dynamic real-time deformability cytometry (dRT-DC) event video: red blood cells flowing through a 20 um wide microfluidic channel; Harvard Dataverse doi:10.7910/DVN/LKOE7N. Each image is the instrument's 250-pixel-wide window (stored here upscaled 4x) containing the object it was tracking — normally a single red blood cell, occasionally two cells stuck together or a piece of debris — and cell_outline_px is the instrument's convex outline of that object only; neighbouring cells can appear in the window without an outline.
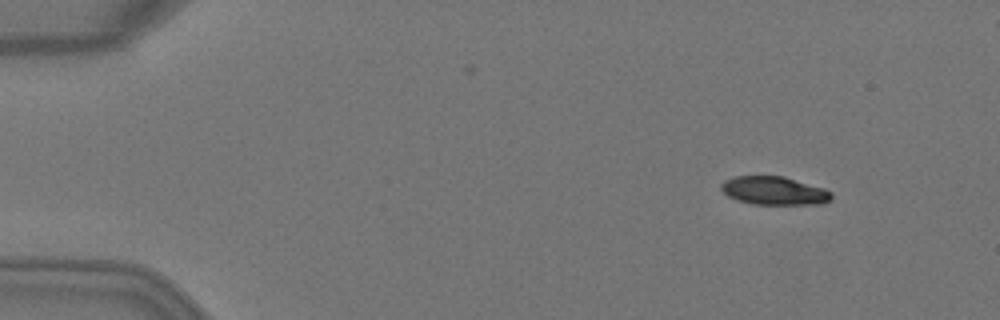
{"species": "Egyptian fruit bat (a non-hibernating species)", "species_latin": "Rousettus aegyptiacus", "temperature_condition": "warm", "stored_images_in_passage": 46, "camera_frame_rate_fps": 3000, "um_per_image_px": 0.085, "animal": {"sex": "female"}, "frame": {"image": 1, "passage_image": 1, "time_ms": 0.0, "image_size_px": [1000, 320], "cell_outline_px": [[832, 200], [824, 204], [752, 204], [736, 200], [728, 196], [720, 188], [720, 184], [724, 180], [736, 176], [784, 176], [824, 188], [832, 192]], "centroid_in_image_um": [65.82, 16.21], "position_along_channel_um": 19.2, "area_um2": 18.38}}
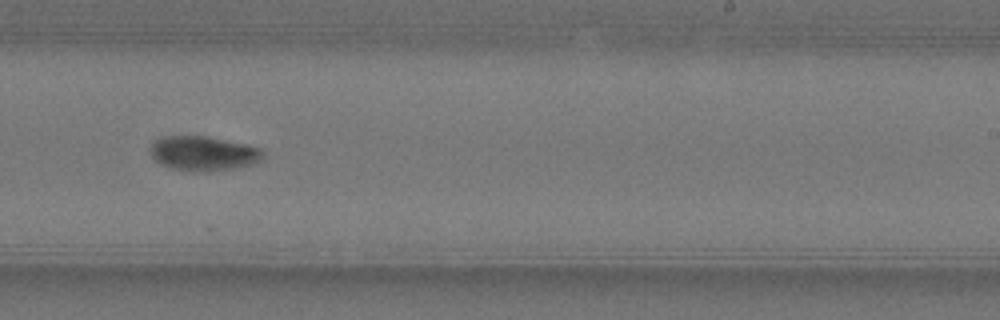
{"frame": {"image": 2, "passage_image": 27, "time_ms": 8.667, "image_size_px": [1000, 320], "cell_outline_px": [[264, 160], [252, 164], [236, 168], [192, 172], [172, 168], [160, 164], [152, 156], [148, 148], [152, 140], [160, 136], [208, 136], [248, 144], [260, 148], [264, 156]], "centroid_in_image_um": [17.26, 13.02], "position_along_channel_um": 271.7, "area_um2": 23.06}}
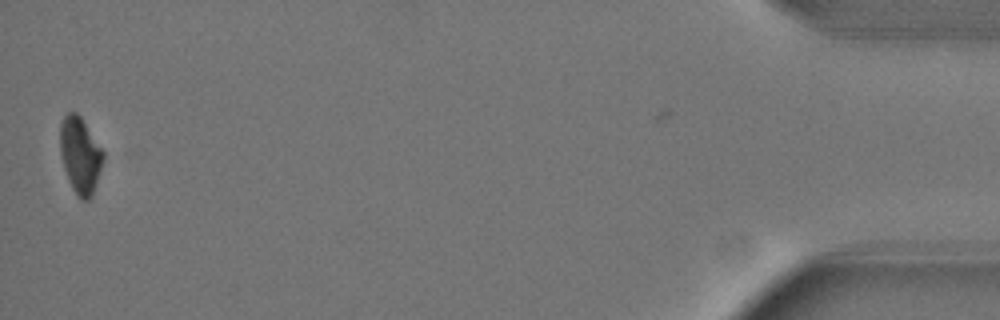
{"frame": {"image": 3, "passage_image": 45, "time_ms": 14.667, "image_size_px": [1000, 320], "cell_outline_px": [[104, 160], [92, 196], [88, 200], [80, 200], [76, 196], [68, 180], [60, 156], [60, 120], [68, 112], [76, 112], [80, 116], [104, 152]], "centroid_in_image_um": [6.8, 13.21], "position_along_channel_um": 428.4, "area_um2": 19.31}, "authors_computed_cell_mechanics": {"area_um2": 21.2415, "velocity_mm_per_s": 4.066, "shape_relaxation_time_tau1_ms": 3.4427, "shape_relaxation_time_tau2_ms": null, "deformation_change_tau1": 0.1636, "deformation_change_tau2": null}}